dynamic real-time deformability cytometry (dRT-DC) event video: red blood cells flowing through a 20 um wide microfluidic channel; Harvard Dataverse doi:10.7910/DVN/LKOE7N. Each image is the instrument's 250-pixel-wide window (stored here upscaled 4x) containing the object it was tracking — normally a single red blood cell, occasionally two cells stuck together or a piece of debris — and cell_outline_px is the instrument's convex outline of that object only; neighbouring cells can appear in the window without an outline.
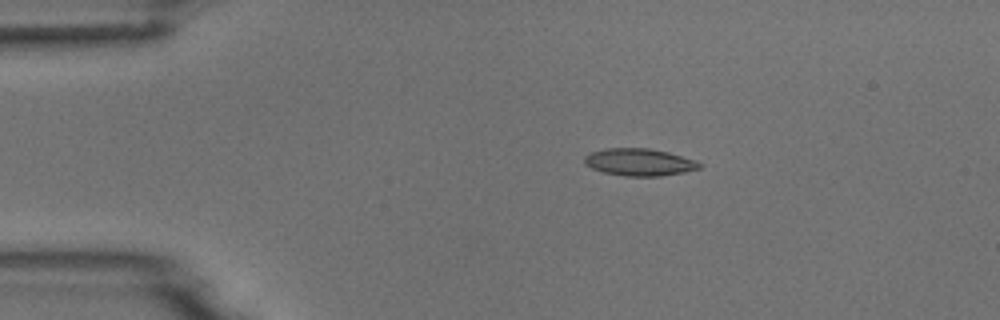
{"species": "common noctule bat (a hibernating species)", "species_latin": "Nyctalus noctula", "temperature_condition": "room temperature", "stored_images_in_passage": 4, "camera_frame_rate_fps": 3000, "um_per_image_px": 0.085, "animal": {"sex": "male", "body_mass_g": 18.8}, "frame": {"image": 1, "passage_image": 3, "time_ms": 2.333, "image_size_px": [1000, 320], "cell_outline_px": [[704, 164], [700, 168], [684, 172], [660, 176], [624, 176], [604, 172], [592, 168], [584, 164], [584, 156], [592, 152], [604, 148], [648, 148], [668, 152], [696, 160]], "centroid_in_image_um": [54.35, 13.78], "position_along_channel_um": 30.6, "area_um2": 18.32}}